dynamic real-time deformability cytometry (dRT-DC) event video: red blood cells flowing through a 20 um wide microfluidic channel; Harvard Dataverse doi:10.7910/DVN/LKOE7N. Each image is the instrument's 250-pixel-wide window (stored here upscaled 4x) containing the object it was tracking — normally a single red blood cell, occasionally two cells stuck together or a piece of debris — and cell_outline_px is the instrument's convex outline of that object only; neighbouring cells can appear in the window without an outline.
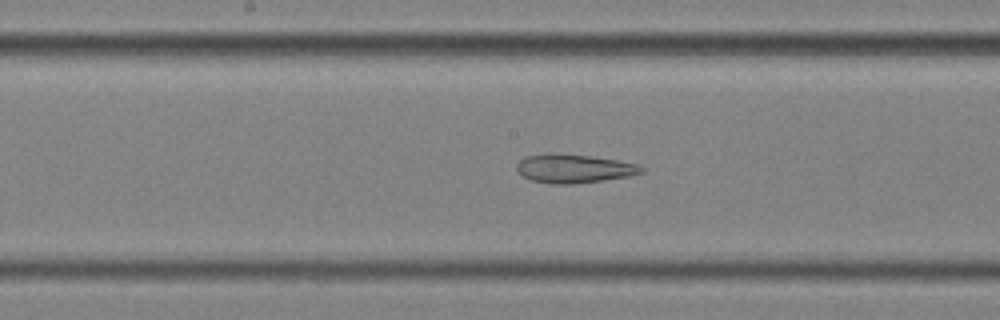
{"species": "common noctule bat (a hibernating species)", "species_latin": "Nyctalus noctula", "temperature_condition": "cold", "stored_images_in_passage": 57, "camera_frame_rate_fps": 3000, "um_per_image_px": 0.085, "animal": {"sex": "female", "body_mass_g": 25.1}, "frame": {"image": 1, "passage_image": 30, "time_ms": 9.667, "image_size_px": [1000, 320], "cell_outline_px": [[644, 172], [628, 176], [604, 180], [572, 184], [552, 184], [532, 180], [524, 176], [516, 168], [516, 164], [524, 156], [548, 152], [592, 156], [640, 164], [644, 168]], "centroid_in_image_um": [48.78, 14.31], "position_along_channel_um": 199.4, "area_um2": 20.98}}
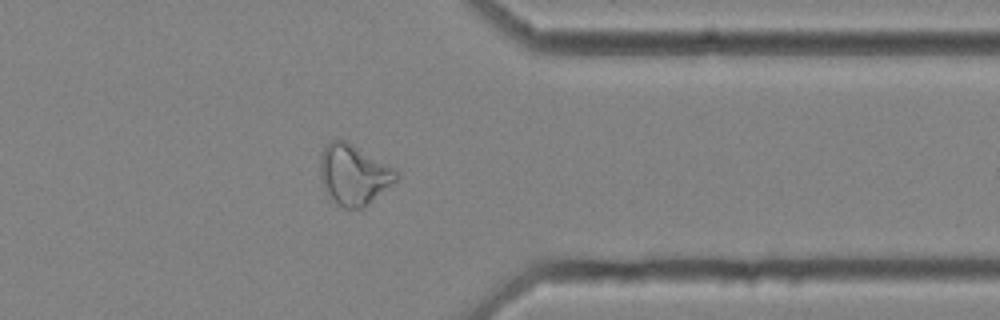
{"frame": {"image": 2, "passage_image": 46, "time_ms": 15.0, "image_size_px": [1000, 320], "cell_outline_px": [[400, 176], [396, 180], [364, 208], [344, 208], [336, 204], [324, 188], [320, 180], [320, 152], [336, 136], [352, 144], [396, 168], [400, 172]], "centroid_in_image_um": [30.06, 14.82], "position_along_channel_um": 381.3, "area_um2": 26.93}}
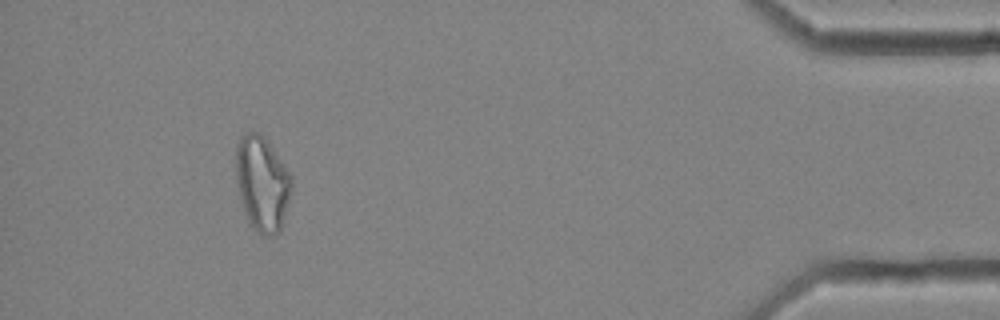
{"frame": {"image": 3, "passage_image": 53, "time_ms": 17.333, "image_size_px": [1000, 320], "cell_outline_px": [[292, 192], [280, 228], [276, 236], [264, 236], [248, 224], [244, 212], [236, 180], [236, 148], [240, 136], [248, 132], [260, 132], [268, 140], [292, 176]], "centroid_in_image_um": [22.29, 15.59], "position_along_channel_um": 412.9, "area_um2": 31.04}, "authors_computed_cell_mechanics": {"area_um2": 28.2064, "velocity_mm_per_s": 3.5332, "shape_relaxation_time_tau1_ms": null, "shape_relaxation_time_tau2_ms": 3.7186, "deformation_change_tau1": null, "deformation_change_tau2": 0.1393}}